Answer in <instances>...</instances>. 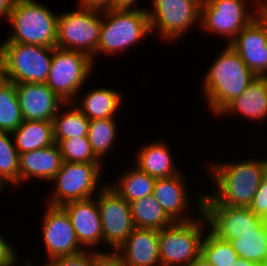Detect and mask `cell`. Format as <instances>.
I'll list each match as a JSON object with an SVG mask.
<instances>
[{
    "label": "cell",
    "mask_w": 267,
    "mask_h": 266,
    "mask_svg": "<svg viewBox=\"0 0 267 266\" xmlns=\"http://www.w3.org/2000/svg\"><path fill=\"white\" fill-rule=\"evenodd\" d=\"M226 46L208 68L202 82L203 94L215 116L240 96L256 77L239 54L228 44Z\"/></svg>",
    "instance_id": "obj_1"
},
{
    "label": "cell",
    "mask_w": 267,
    "mask_h": 266,
    "mask_svg": "<svg viewBox=\"0 0 267 266\" xmlns=\"http://www.w3.org/2000/svg\"><path fill=\"white\" fill-rule=\"evenodd\" d=\"M220 162L210 166L216 190L209 194L222 205L249 207L267 171V158Z\"/></svg>",
    "instance_id": "obj_2"
},
{
    "label": "cell",
    "mask_w": 267,
    "mask_h": 266,
    "mask_svg": "<svg viewBox=\"0 0 267 266\" xmlns=\"http://www.w3.org/2000/svg\"><path fill=\"white\" fill-rule=\"evenodd\" d=\"M57 18L47 5L17 0L8 17L12 33L4 42L56 47Z\"/></svg>",
    "instance_id": "obj_3"
},
{
    "label": "cell",
    "mask_w": 267,
    "mask_h": 266,
    "mask_svg": "<svg viewBox=\"0 0 267 266\" xmlns=\"http://www.w3.org/2000/svg\"><path fill=\"white\" fill-rule=\"evenodd\" d=\"M102 33L98 53L115 54L141 42L151 34L147 9H110L102 11Z\"/></svg>",
    "instance_id": "obj_4"
},
{
    "label": "cell",
    "mask_w": 267,
    "mask_h": 266,
    "mask_svg": "<svg viewBox=\"0 0 267 266\" xmlns=\"http://www.w3.org/2000/svg\"><path fill=\"white\" fill-rule=\"evenodd\" d=\"M204 225L208 224L201 214L198 219L174 222L159 230L161 266H191L201 255V244L206 233Z\"/></svg>",
    "instance_id": "obj_5"
},
{
    "label": "cell",
    "mask_w": 267,
    "mask_h": 266,
    "mask_svg": "<svg viewBox=\"0 0 267 266\" xmlns=\"http://www.w3.org/2000/svg\"><path fill=\"white\" fill-rule=\"evenodd\" d=\"M54 47L15 42L0 44V56L6 68L8 81L46 83Z\"/></svg>",
    "instance_id": "obj_6"
},
{
    "label": "cell",
    "mask_w": 267,
    "mask_h": 266,
    "mask_svg": "<svg viewBox=\"0 0 267 266\" xmlns=\"http://www.w3.org/2000/svg\"><path fill=\"white\" fill-rule=\"evenodd\" d=\"M78 7L58 15L56 47L85 53L94 63L102 33V11Z\"/></svg>",
    "instance_id": "obj_7"
},
{
    "label": "cell",
    "mask_w": 267,
    "mask_h": 266,
    "mask_svg": "<svg viewBox=\"0 0 267 266\" xmlns=\"http://www.w3.org/2000/svg\"><path fill=\"white\" fill-rule=\"evenodd\" d=\"M93 65L85 53L54 47L46 84L64 102H75Z\"/></svg>",
    "instance_id": "obj_8"
},
{
    "label": "cell",
    "mask_w": 267,
    "mask_h": 266,
    "mask_svg": "<svg viewBox=\"0 0 267 266\" xmlns=\"http://www.w3.org/2000/svg\"><path fill=\"white\" fill-rule=\"evenodd\" d=\"M247 5V0H206L201 5L200 26L207 32L228 38L229 44L262 12L261 7L252 11Z\"/></svg>",
    "instance_id": "obj_9"
},
{
    "label": "cell",
    "mask_w": 267,
    "mask_h": 266,
    "mask_svg": "<svg viewBox=\"0 0 267 266\" xmlns=\"http://www.w3.org/2000/svg\"><path fill=\"white\" fill-rule=\"evenodd\" d=\"M147 8L151 33H159L166 41L179 39L195 23H200L201 4L196 0H151Z\"/></svg>",
    "instance_id": "obj_10"
},
{
    "label": "cell",
    "mask_w": 267,
    "mask_h": 266,
    "mask_svg": "<svg viewBox=\"0 0 267 266\" xmlns=\"http://www.w3.org/2000/svg\"><path fill=\"white\" fill-rule=\"evenodd\" d=\"M101 167V163L63 162L61 169L51 180L56 181V188L47 205L62 206L70 201L93 198L94 192H99Z\"/></svg>",
    "instance_id": "obj_11"
},
{
    "label": "cell",
    "mask_w": 267,
    "mask_h": 266,
    "mask_svg": "<svg viewBox=\"0 0 267 266\" xmlns=\"http://www.w3.org/2000/svg\"><path fill=\"white\" fill-rule=\"evenodd\" d=\"M202 214L207 221L208 229L218 238L231 241L237 235L254 233L265 221L254 214L249 207H232L219 204L209 192L204 193Z\"/></svg>",
    "instance_id": "obj_12"
},
{
    "label": "cell",
    "mask_w": 267,
    "mask_h": 266,
    "mask_svg": "<svg viewBox=\"0 0 267 266\" xmlns=\"http://www.w3.org/2000/svg\"><path fill=\"white\" fill-rule=\"evenodd\" d=\"M95 195L102 223L103 242L110 247V251H116L135 228L130 205L107 185H102Z\"/></svg>",
    "instance_id": "obj_13"
},
{
    "label": "cell",
    "mask_w": 267,
    "mask_h": 266,
    "mask_svg": "<svg viewBox=\"0 0 267 266\" xmlns=\"http://www.w3.org/2000/svg\"><path fill=\"white\" fill-rule=\"evenodd\" d=\"M228 45L256 76L267 77V15L263 11Z\"/></svg>",
    "instance_id": "obj_14"
},
{
    "label": "cell",
    "mask_w": 267,
    "mask_h": 266,
    "mask_svg": "<svg viewBox=\"0 0 267 266\" xmlns=\"http://www.w3.org/2000/svg\"><path fill=\"white\" fill-rule=\"evenodd\" d=\"M46 209L42 220V238L47 259L83 251L67 213L60 206L48 205Z\"/></svg>",
    "instance_id": "obj_15"
},
{
    "label": "cell",
    "mask_w": 267,
    "mask_h": 266,
    "mask_svg": "<svg viewBox=\"0 0 267 266\" xmlns=\"http://www.w3.org/2000/svg\"><path fill=\"white\" fill-rule=\"evenodd\" d=\"M23 120L53 121L65 102L46 83L15 84Z\"/></svg>",
    "instance_id": "obj_16"
},
{
    "label": "cell",
    "mask_w": 267,
    "mask_h": 266,
    "mask_svg": "<svg viewBox=\"0 0 267 266\" xmlns=\"http://www.w3.org/2000/svg\"><path fill=\"white\" fill-rule=\"evenodd\" d=\"M183 175L177 174L166 178L156 179L153 197L162 206L166 214L174 222H187L197 219L202 214V200L204 192L197 196V213L196 218H190V215H185L188 210L189 195ZM185 215V216H184Z\"/></svg>",
    "instance_id": "obj_17"
},
{
    "label": "cell",
    "mask_w": 267,
    "mask_h": 266,
    "mask_svg": "<svg viewBox=\"0 0 267 266\" xmlns=\"http://www.w3.org/2000/svg\"><path fill=\"white\" fill-rule=\"evenodd\" d=\"M60 207L67 213L78 243L84 250L96 248L103 241V229L96 198L70 201Z\"/></svg>",
    "instance_id": "obj_18"
},
{
    "label": "cell",
    "mask_w": 267,
    "mask_h": 266,
    "mask_svg": "<svg viewBox=\"0 0 267 266\" xmlns=\"http://www.w3.org/2000/svg\"><path fill=\"white\" fill-rule=\"evenodd\" d=\"M116 252L126 266H161L159 230L135 227Z\"/></svg>",
    "instance_id": "obj_19"
},
{
    "label": "cell",
    "mask_w": 267,
    "mask_h": 266,
    "mask_svg": "<svg viewBox=\"0 0 267 266\" xmlns=\"http://www.w3.org/2000/svg\"><path fill=\"white\" fill-rule=\"evenodd\" d=\"M62 163L57 143L19 154V185L31 178L51 181L61 169Z\"/></svg>",
    "instance_id": "obj_20"
},
{
    "label": "cell",
    "mask_w": 267,
    "mask_h": 266,
    "mask_svg": "<svg viewBox=\"0 0 267 266\" xmlns=\"http://www.w3.org/2000/svg\"><path fill=\"white\" fill-rule=\"evenodd\" d=\"M226 114L242 115L257 122L267 119V77L256 76L244 92L230 102L218 116L223 117Z\"/></svg>",
    "instance_id": "obj_21"
},
{
    "label": "cell",
    "mask_w": 267,
    "mask_h": 266,
    "mask_svg": "<svg viewBox=\"0 0 267 266\" xmlns=\"http://www.w3.org/2000/svg\"><path fill=\"white\" fill-rule=\"evenodd\" d=\"M136 155L135 166L155 179L181 173L173 162L169 147L160 140L145 144Z\"/></svg>",
    "instance_id": "obj_22"
},
{
    "label": "cell",
    "mask_w": 267,
    "mask_h": 266,
    "mask_svg": "<svg viewBox=\"0 0 267 266\" xmlns=\"http://www.w3.org/2000/svg\"><path fill=\"white\" fill-rule=\"evenodd\" d=\"M121 95L111 88H94L82 96L80 103H74L89 120L112 118L122 105Z\"/></svg>",
    "instance_id": "obj_23"
},
{
    "label": "cell",
    "mask_w": 267,
    "mask_h": 266,
    "mask_svg": "<svg viewBox=\"0 0 267 266\" xmlns=\"http://www.w3.org/2000/svg\"><path fill=\"white\" fill-rule=\"evenodd\" d=\"M18 154L45 148L55 143L53 121L23 120L11 133Z\"/></svg>",
    "instance_id": "obj_24"
},
{
    "label": "cell",
    "mask_w": 267,
    "mask_h": 266,
    "mask_svg": "<svg viewBox=\"0 0 267 266\" xmlns=\"http://www.w3.org/2000/svg\"><path fill=\"white\" fill-rule=\"evenodd\" d=\"M129 205L136 228L162 230L174 223L152 194L132 201Z\"/></svg>",
    "instance_id": "obj_25"
},
{
    "label": "cell",
    "mask_w": 267,
    "mask_h": 266,
    "mask_svg": "<svg viewBox=\"0 0 267 266\" xmlns=\"http://www.w3.org/2000/svg\"><path fill=\"white\" fill-rule=\"evenodd\" d=\"M65 111L60 109L53 119L54 141L59 143L61 140L75 137L88 136V126L90 120L85 117L74 102H65Z\"/></svg>",
    "instance_id": "obj_26"
},
{
    "label": "cell",
    "mask_w": 267,
    "mask_h": 266,
    "mask_svg": "<svg viewBox=\"0 0 267 266\" xmlns=\"http://www.w3.org/2000/svg\"><path fill=\"white\" fill-rule=\"evenodd\" d=\"M156 179L151 177L137 166L126 170L119 181L110 184L122 198L128 203L151 195L154 190Z\"/></svg>",
    "instance_id": "obj_27"
},
{
    "label": "cell",
    "mask_w": 267,
    "mask_h": 266,
    "mask_svg": "<svg viewBox=\"0 0 267 266\" xmlns=\"http://www.w3.org/2000/svg\"><path fill=\"white\" fill-rule=\"evenodd\" d=\"M230 243L239 257L267 266V220L254 233L239 234Z\"/></svg>",
    "instance_id": "obj_28"
},
{
    "label": "cell",
    "mask_w": 267,
    "mask_h": 266,
    "mask_svg": "<svg viewBox=\"0 0 267 266\" xmlns=\"http://www.w3.org/2000/svg\"><path fill=\"white\" fill-rule=\"evenodd\" d=\"M116 117L90 120L88 139L95 156L101 161L116 143Z\"/></svg>",
    "instance_id": "obj_29"
},
{
    "label": "cell",
    "mask_w": 267,
    "mask_h": 266,
    "mask_svg": "<svg viewBox=\"0 0 267 266\" xmlns=\"http://www.w3.org/2000/svg\"><path fill=\"white\" fill-rule=\"evenodd\" d=\"M23 122L15 83L8 82L0 89V131H15Z\"/></svg>",
    "instance_id": "obj_30"
},
{
    "label": "cell",
    "mask_w": 267,
    "mask_h": 266,
    "mask_svg": "<svg viewBox=\"0 0 267 266\" xmlns=\"http://www.w3.org/2000/svg\"><path fill=\"white\" fill-rule=\"evenodd\" d=\"M201 256L213 266H231L239 258L229 241L218 238L209 230L201 244Z\"/></svg>",
    "instance_id": "obj_31"
},
{
    "label": "cell",
    "mask_w": 267,
    "mask_h": 266,
    "mask_svg": "<svg viewBox=\"0 0 267 266\" xmlns=\"http://www.w3.org/2000/svg\"><path fill=\"white\" fill-rule=\"evenodd\" d=\"M10 132L0 131V180L6 184H19V154Z\"/></svg>",
    "instance_id": "obj_32"
},
{
    "label": "cell",
    "mask_w": 267,
    "mask_h": 266,
    "mask_svg": "<svg viewBox=\"0 0 267 266\" xmlns=\"http://www.w3.org/2000/svg\"><path fill=\"white\" fill-rule=\"evenodd\" d=\"M63 162L101 163L91 149L88 136L73 137L58 143Z\"/></svg>",
    "instance_id": "obj_33"
},
{
    "label": "cell",
    "mask_w": 267,
    "mask_h": 266,
    "mask_svg": "<svg viewBox=\"0 0 267 266\" xmlns=\"http://www.w3.org/2000/svg\"><path fill=\"white\" fill-rule=\"evenodd\" d=\"M43 266H92V250L49 259Z\"/></svg>",
    "instance_id": "obj_34"
},
{
    "label": "cell",
    "mask_w": 267,
    "mask_h": 266,
    "mask_svg": "<svg viewBox=\"0 0 267 266\" xmlns=\"http://www.w3.org/2000/svg\"><path fill=\"white\" fill-rule=\"evenodd\" d=\"M249 208L254 214L267 220V171L261 179L260 186Z\"/></svg>",
    "instance_id": "obj_35"
},
{
    "label": "cell",
    "mask_w": 267,
    "mask_h": 266,
    "mask_svg": "<svg viewBox=\"0 0 267 266\" xmlns=\"http://www.w3.org/2000/svg\"><path fill=\"white\" fill-rule=\"evenodd\" d=\"M92 266H126L122 257L116 252L92 250Z\"/></svg>",
    "instance_id": "obj_36"
},
{
    "label": "cell",
    "mask_w": 267,
    "mask_h": 266,
    "mask_svg": "<svg viewBox=\"0 0 267 266\" xmlns=\"http://www.w3.org/2000/svg\"><path fill=\"white\" fill-rule=\"evenodd\" d=\"M0 235V266H17L18 255L12 244Z\"/></svg>",
    "instance_id": "obj_37"
},
{
    "label": "cell",
    "mask_w": 267,
    "mask_h": 266,
    "mask_svg": "<svg viewBox=\"0 0 267 266\" xmlns=\"http://www.w3.org/2000/svg\"><path fill=\"white\" fill-rule=\"evenodd\" d=\"M79 6L94 10H110L113 8V0H79Z\"/></svg>",
    "instance_id": "obj_38"
},
{
    "label": "cell",
    "mask_w": 267,
    "mask_h": 266,
    "mask_svg": "<svg viewBox=\"0 0 267 266\" xmlns=\"http://www.w3.org/2000/svg\"><path fill=\"white\" fill-rule=\"evenodd\" d=\"M138 0H113V9L140 10L136 5Z\"/></svg>",
    "instance_id": "obj_39"
},
{
    "label": "cell",
    "mask_w": 267,
    "mask_h": 266,
    "mask_svg": "<svg viewBox=\"0 0 267 266\" xmlns=\"http://www.w3.org/2000/svg\"><path fill=\"white\" fill-rule=\"evenodd\" d=\"M17 0H0V19H7Z\"/></svg>",
    "instance_id": "obj_40"
},
{
    "label": "cell",
    "mask_w": 267,
    "mask_h": 266,
    "mask_svg": "<svg viewBox=\"0 0 267 266\" xmlns=\"http://www.w3.org/2000/svg\"><path fill=\"white\" fill-rule=\"evenodd\" d=\"M8 82L9 81L6 73V68L0 56V89L4 87Z\"/></svg>",
    "instance_id": "obj_41"
},
{
    "label": "cell",
    "mask_w": 267,
    "mask_h": 266,
    "mask_svg": "<svg viewBox=\"0 0 267 266\" xmlns=\"http://www.w3.org/2000/svg\"><path fill=\"white\" fill-rule=\"evenodd\" d=\"M231 266H263V265L257 262H253V261L239 257L236 261L233 262Z\"/></svg>",
    "instance_id": "obj_42"
},
{
    "label": "cell",
    "mask_w": 267,
    "mask_h": 266,
    "mask_svg": "<svg viewBox=\"0 0 267 266\" xmlns=\"http://www.w3.org/2000/svg\"><path fill=\"white\" fill-rule=\"evenodd\" d=\"M191 266H213L201 255L191 264Z\"/></svg>",
    "instance_id": "obj_43"
},
{
    "label": "cell",
    "mask_w": 267,
    "mask_h": 266,
    "mask_svg": "<svg viewBox=\"0 0 267 266\" xmlns=\"http://www.w3.org/2000/svg\"><path fill=\"white\" fill-rule=\"evenodd\" d=\"M253 2H255L254 4L256 5V7H261V8H263L267 4V0H253Z\"/></svg>",
    "instance_id": "obj_44"
},
{
    "label": "cell",
    "mask_w": 267,
    "mask_h": 266,
    "mask_svg": "<svg viewBox=\"0 0 267 266\" xmlns=\"http://www.w3.org/2000/svg\"><path fill=\"white\" fill-rule=\"evenodd\" d=\"M31 260H32V259H28V260H27L28 262L26 261L23 265H24V266H33V263H32ZM23 265H22V266H23Z\"/></svg>",
    "instance_id": "obj_45"
},
{
    "label": "cell",
    "mask_w": 267,
    "mask_h": 266,
    "mask_svg": "<svg viewBox=\"0 0 267 266\" xmlns=\"http://www.w3.org/2000/svg\"><path fill=\"white\" fill-rule=\"evenodd\" d=\"M6 186L1 182V180H0V192L1 191H4Z\"/></svg>",
    "instance_id": "obj_46"
},
{
    "label": "cell",
    "mask_w": 267,
    "mask_h": 266,
    "mask_svg": "<svg viewBox=\"0 0 267 266\" xmlns=\"http://www.w3.org/2000/svg\"><path fill=\"white\" fill-rule=\"evenodd\" d=\"M262 11L267 15V4L262 8Z\"/></svg>",
    "instance_id": "obj_47"
},
{
    "label": "cell",
    "mask_w": 267,
    "mask_h": 266,
    "mask_svg": "<svg viewBox=\"0 0 267 266\" xmlns=\"http://www.w3.org/2000/svg\"><path fill=\"white\" fill-rule=\"evenodd\" d=\"M196 1L199 2L201 5L206 2V0H196Z\"/></svg>",
    "instance_id": "obj_48"
}]
</instances>
